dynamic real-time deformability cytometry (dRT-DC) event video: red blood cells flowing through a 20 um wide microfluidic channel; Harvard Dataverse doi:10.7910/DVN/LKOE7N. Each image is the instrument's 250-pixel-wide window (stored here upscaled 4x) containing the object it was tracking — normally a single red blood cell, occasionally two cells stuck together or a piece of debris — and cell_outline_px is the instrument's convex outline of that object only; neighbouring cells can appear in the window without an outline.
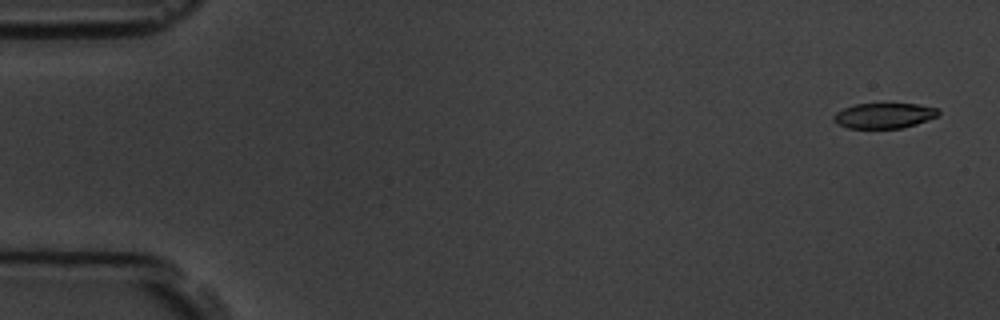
{"species": "common noctule bat (a hibernating species)", "species_latin": "Nyctalus noctula", "temperature_condition": "room temperature", "stored_images_in_passage": 6, "camera_frame_rate_fps": 3000, "um_per_image_px": 0.085, "animal": {"sex": "male", "body_mass_g": 19.5, "forearm_length_mm": 54.6}, "frame": {"image": 1, "passage_image": 1, "time_ms": 0.0, "image_size_px": [1000, 320], "cell_outline_px": [[940, 116], [916, 124], [900, 128], [848, 128], [836, 124], [832, 116], [836, 112], [844, 108], [856, 104], [916, 104], [936, 108], [940, 112]], "centroid_in_image_um": [75.14, 9.83], "position_along_channel_um": 9.9, "area_um2": 15.43}}
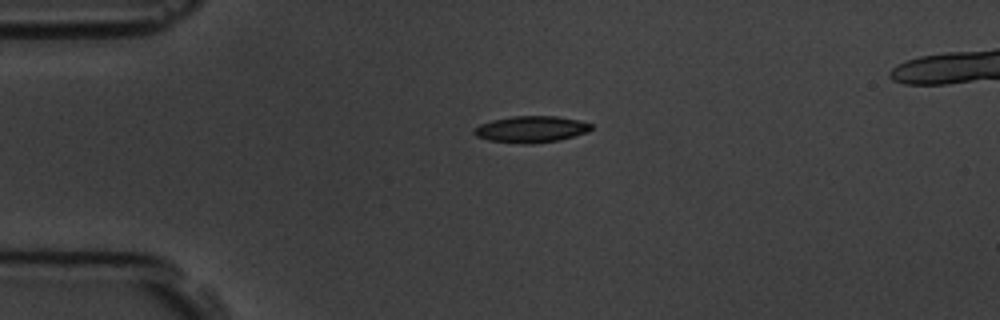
{"frame": {"image": 2, "passage_image": 4, "time_ms": 3.667, "image_size_px": [1000, 320], "cell_outline_px": [[592, 128], [588, 132], [560, 140], [532, 144], [524, 144], [488, 140], [476, 136], [472, 132], [472, 128], [480, 124], [492, 120], [512, 116], [556, 116], [580, 120], [592, 124]], "centroid_in_image_um": [45.13, 10.99], "position_along_channel_um": 39.9, "area_um2": 18.26}}